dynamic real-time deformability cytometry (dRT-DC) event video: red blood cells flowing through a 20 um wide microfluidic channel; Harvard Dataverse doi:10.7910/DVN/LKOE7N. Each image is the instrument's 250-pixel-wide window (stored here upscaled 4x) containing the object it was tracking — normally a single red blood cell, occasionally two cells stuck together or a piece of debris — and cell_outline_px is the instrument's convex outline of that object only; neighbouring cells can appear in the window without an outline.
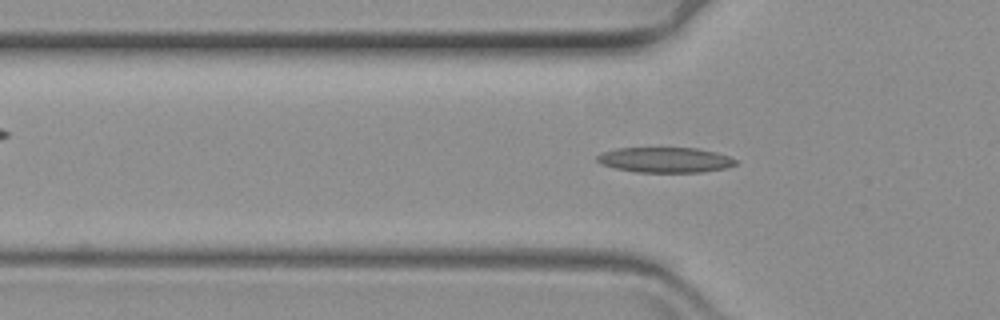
{"species": "common noctule bat (a hibernating species)", "species_latin": "Nyctalus noctula", "temperature_condition": "warm", "stored_images_in_passage": 52, "camera_frame_rate_fps": 3000, "um_per_image_px": 0.085, "animal": {"sex": "female", "body_mass_g": 19.3, "forearm_length_mm": 54.1}, "frame": {"image": 1, "passage_image": 19, "time_ms": 6.0, "image_size_px": [1000, 320], "cell_outline_px": [[736, 164], [728, 168], [700, 172], [636, 172], [616, 168], [600, 164], [596, 160], [596, 156], [600, 152], [616, 148], [696, 148], [716, 152], [728, 156], [736, 160]], "centroid_in_image_um": [56.5, 13.59], "position_along_channel_um": 69.3, "area_um2": 20.46}}
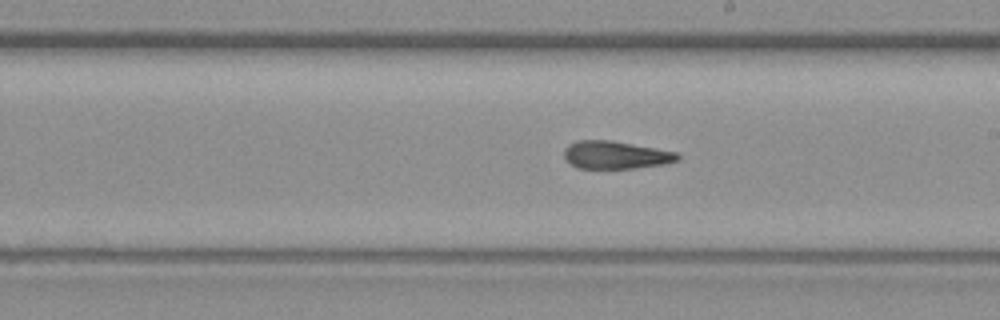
{"frame": {"image": 2, "passage_image": 34, "time_ms": 11.0, "image_size_px": [1000, 320], "cell_outline_px": [[680, 160], [668, 164], [636, 168], [576, 168], [564, 160], [564, 148], [568, 144], [576, 140], [612, 140], [656, 148], [676, 152], [680, 156]], "centroid_in_image_um": [52.32, 13.17], "position_along_channel_um": 236.7, "area_um2": 18.73}}
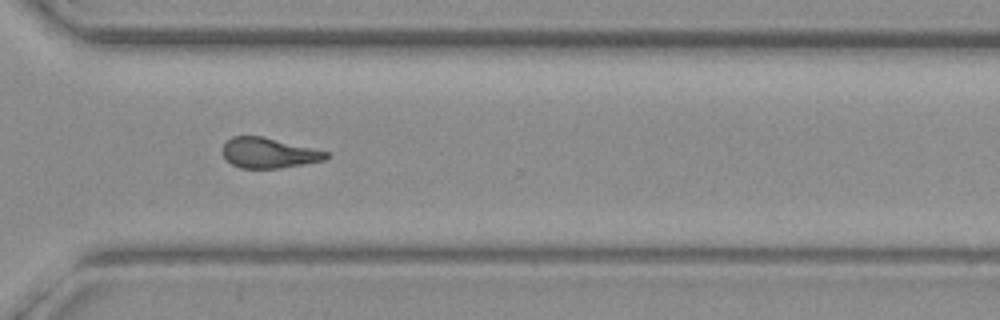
{"frame": {"image": 3, "passage_image": 44, "time_ms": 14.333, "image_size_px": [1000, 320], "cell_outline_px": [[328, 156], [324, 160], [280, 168], [240, 168], [232, 164], [220, 152], [220, 148], [232, 136], [264, 136], [328, 152]], "centroid_in_image_um": [22.79, 12.99], "position_along_channel_um": 347.8, "area_um2": 18.21}}